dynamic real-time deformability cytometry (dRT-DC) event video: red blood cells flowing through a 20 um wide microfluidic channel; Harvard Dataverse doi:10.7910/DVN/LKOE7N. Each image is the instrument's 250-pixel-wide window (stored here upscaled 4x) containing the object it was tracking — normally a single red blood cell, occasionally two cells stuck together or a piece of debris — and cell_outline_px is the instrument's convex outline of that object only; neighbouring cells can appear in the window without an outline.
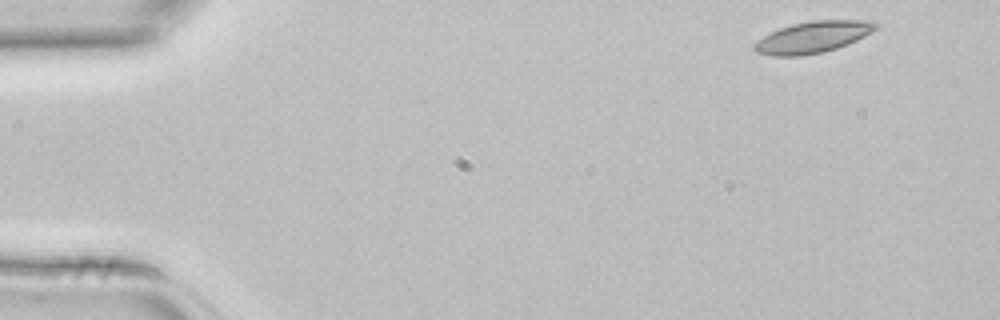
{"species": "common noctule bat (a hibernating species)", "species_latin": "Nyctalus noctula", "temperature_condition": "room temperature", "stored_images_in_passage": 4, "segment_of_instrument_passage": [1, 2], "camera_frame_rate_fps": 3000, "um_per_image_px": 0.085, "animal": {"sex": "female", "body_mass_g": 22.7, "forearm_length_mm": 54.2}, "frame": {"image": 1, "passage_image": 1, "time_ms": 0.0, "image_size_px": [1000, 320], "cell_outline_px": [[880, 28], [848, 44], [824, 52], [800, 56], [772, 56], [756, 52], [752, 48], [752, 44], [756, 40], [780, 28], [792, 24], [812, 20], [876, 20], [880, 24]], "centroid_in_image_um": [69.13, 3.15], "position_along_channel_um": 15.9, "area_um2": 22.6}}
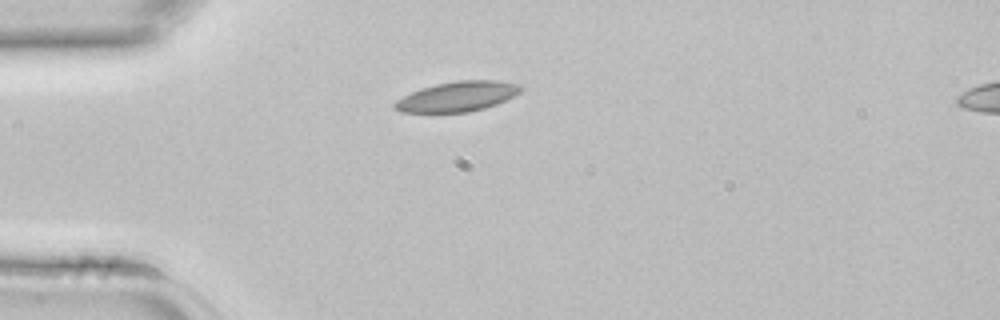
{"frame": {"image": 2, "passage_image": 3, "time_ms": 0.667, "image_size_px": [1000, 320], "cell_outline_px": [[524, 88], [520, 92], [496, 104], [484, 108], [468, 112], [400, 112], [392, 108], [392, 104], [396, 100], [420, 88], [436, 84], [456, 80], [500, 80], [520, 84]], "centroid_in_image_um": [38.87, 8.19], "position_along_channel_um": 46.1, "area_um2": 22.08}}